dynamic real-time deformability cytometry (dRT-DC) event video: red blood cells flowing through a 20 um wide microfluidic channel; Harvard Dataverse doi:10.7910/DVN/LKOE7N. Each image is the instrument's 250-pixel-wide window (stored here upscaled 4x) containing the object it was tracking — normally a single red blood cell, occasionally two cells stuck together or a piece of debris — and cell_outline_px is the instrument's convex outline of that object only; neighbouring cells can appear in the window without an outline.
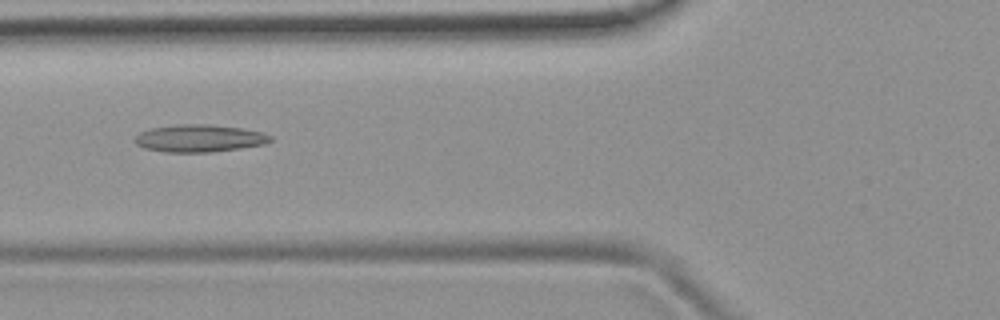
{"species": "common noctule bat (a hibernating species)", "species_latin": "Nyctalus noctula", "temperature_condition": "room temperature", "stored_images_in_passage": 6, "camera_frame_rate_fps": 3000, "um_per_image_px": 0.085, "animal": {"sex": "female", "body_mass_g": 19.9}, "frame": {"image": 1, "passage_image": 6, "time_ms": 5.667, "image_size_px": [1000, 320], "cell_outline_px": [[272, 140], [264, 144], [240, 148], [212, 152], [164, 152], [144, 148], [136, 144], [132, 140], [140, 132], [152, 128], [176, 124], [208, 124], [240, 128], [260, 132], [272, 136]], "centroid_in_image_um": [16.9, 11.76], "position_along_channel_um": 108.9, "area_um2": 21.62}}